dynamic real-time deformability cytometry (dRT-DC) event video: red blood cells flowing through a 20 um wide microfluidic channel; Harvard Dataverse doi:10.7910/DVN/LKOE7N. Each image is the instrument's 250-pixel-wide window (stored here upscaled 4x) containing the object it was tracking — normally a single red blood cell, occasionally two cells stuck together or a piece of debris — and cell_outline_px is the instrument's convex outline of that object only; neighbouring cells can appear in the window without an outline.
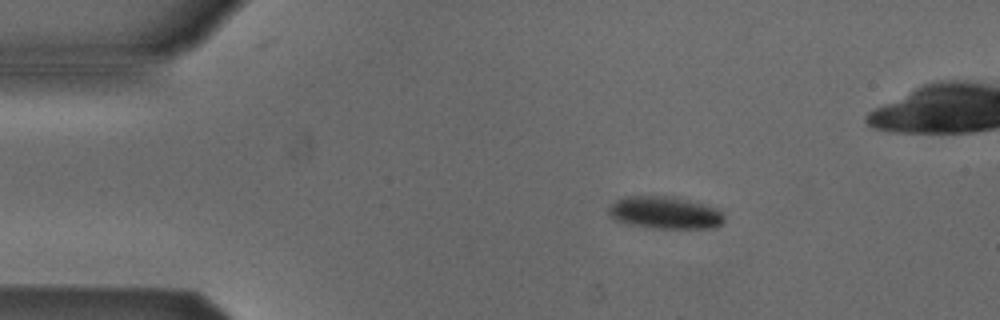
{"species": "Egyptian fruit bat (a non-hibernating species)", "species_latin": "Rousettus aegyptiacus", "temperature_condition": "cold", "stored_images_in_passage": 7, "camera_frame_rate_fps": 3000, "um_per_image_px": 0.085, "animal": {"sex": "male"}, "frame": {"image": 1, "passage_image": 2, "time_ms": 1.0, "image_size_px": [1000, 320], "cell_outline_px": [[724, 220], [720, 224], [712, 228], [652, 228], [628, 224], [616, 220], [608, 216], [608, 204], [624, 196], [676, 196], [720, 208], [724, 216]], "centroid_in_image_um": [56.51, 18.06], "position_along_channel_um": 28.5, "area_um2": 22.25}}
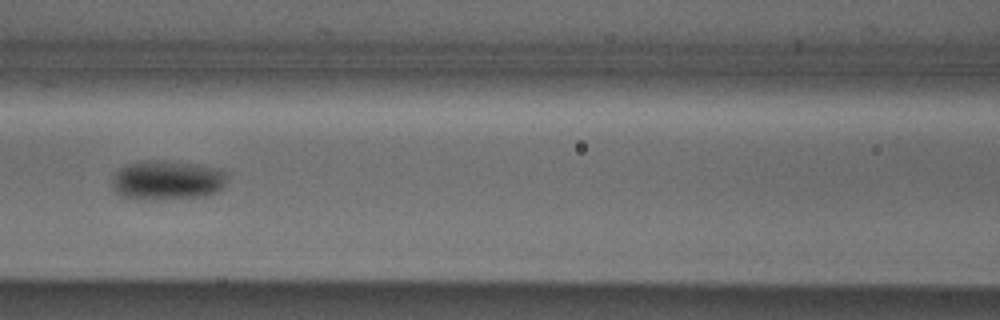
{"frame": {"image": 2, "passage_image": 5, "time_ms": 5.667, "image_size_px": [1000, 320], "cell_outline_px": [[224, 188], [208, 196], [144, 200], [140, 200], [124, 196], [116, 192], [112, 188], [112, 176], [120, 168], [128, 164], [148, 160], [168, 160], [196, 164], [216, 168], [224, 172]], "centroid_in_image_um": [14.18, 15.32], "position_along_channel_um": 152.4, "area_um2": 26.47}}
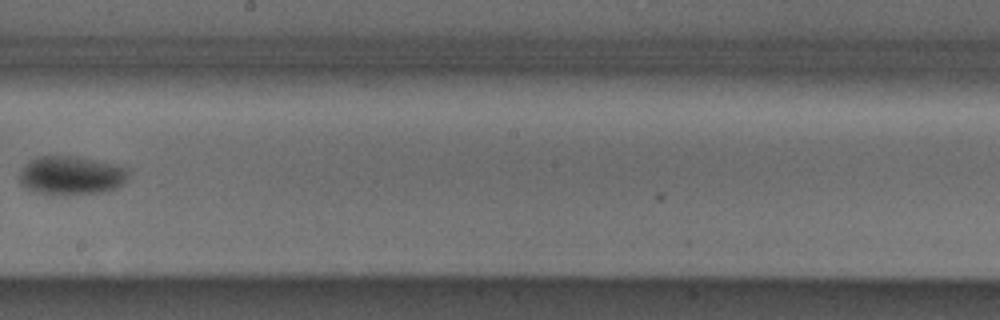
{"frame": {"image": 3, "passage_image": 7, "time_ms": 8.0, "image_size_px": [1000, 320], "cell_outline_px": [[128, 176], [124, 184], [116, 188], [104, 192], [52, 196], [36, 192], [20, 184], [20, 172], [24, 164], [36, 156], [72, 156], [112, 164], [128, 168]], "centroid_in_image_um": [6.03, 14.93], "position_along_channel_um": 242.2, "area_um2": 24.74}}